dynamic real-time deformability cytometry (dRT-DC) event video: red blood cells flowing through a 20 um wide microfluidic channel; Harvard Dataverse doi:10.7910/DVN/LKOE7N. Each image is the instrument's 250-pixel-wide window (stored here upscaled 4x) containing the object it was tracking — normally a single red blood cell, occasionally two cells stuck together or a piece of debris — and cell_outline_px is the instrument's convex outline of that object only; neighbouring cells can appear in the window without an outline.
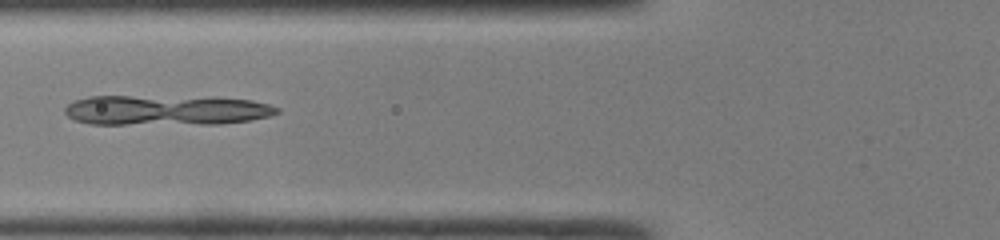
{"species": "common noctule bat (a hibernating species)", "species_latin": "Nyctalus noctula", "temperature_condition": "room temperature", "stored_images_in_passage": 40, "camera_frame_rate_fps": 3000, "um_per_image_px": 0.085, "animal": {"sex": "male", "body_mass_g": 19.0, "forearm_length_mm": 50.8}, "frame": {"image": 1, "passage_image": 11, "time_ms": 3.333, "image_size_px": [1000, 240], "cell_outline_px": [[276, 112], [264, 116], [248, 120], [120, 124], [96, 124], [80, 120], [72, 116], [68, 112], [68, 108], [72, 104], [80, 100], [96, 96], [124, 96], [248, 100], [264, 104], [276, 108]], "centroid_in_image_um": [14.0, 9.35], "position_along_channel_um": 111.8, "area_um2": 33.58}}
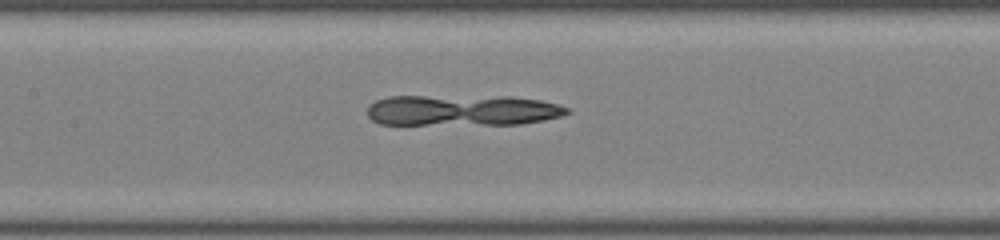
{"frame": {"image": 2, "passage_image": 15, "time_ms": 4.667, "image_size_px": [1000, 240], "cell_outline_px": [[568, 112], [556, 116], [536, 120], [512, 124], [384, 124], [376, 120], [368, 112], [368, 108], [372, 104], [380, 100], [396, 96], [416, 96], [536, 100], [552, 104], [564, 108]], "centroid_in_image_um": [39.12, 9.41], "position_along_channel_um": 168.3, "area_um2": 33.23}}
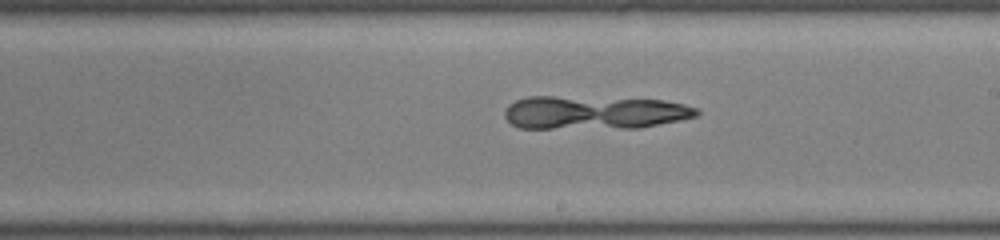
{"frame": {"image": 3, "passage_image": 20, "time_ms": 6.333, "image_size_px": [1000, 240], "cell_outline_px": [[696, 112], [692, 116], [652, 124], [548, 128], [524, 128], [512, 124], [508, 120], [508, 108], [512, 104], [520, 100], [536, 96], [544, 96], [660, 100], [680, 104], [692, 108]], "centroid_in_image_um": [50.36, 9.53], "position_along_channel_um": 238.6, "area_um2": 34.22}}